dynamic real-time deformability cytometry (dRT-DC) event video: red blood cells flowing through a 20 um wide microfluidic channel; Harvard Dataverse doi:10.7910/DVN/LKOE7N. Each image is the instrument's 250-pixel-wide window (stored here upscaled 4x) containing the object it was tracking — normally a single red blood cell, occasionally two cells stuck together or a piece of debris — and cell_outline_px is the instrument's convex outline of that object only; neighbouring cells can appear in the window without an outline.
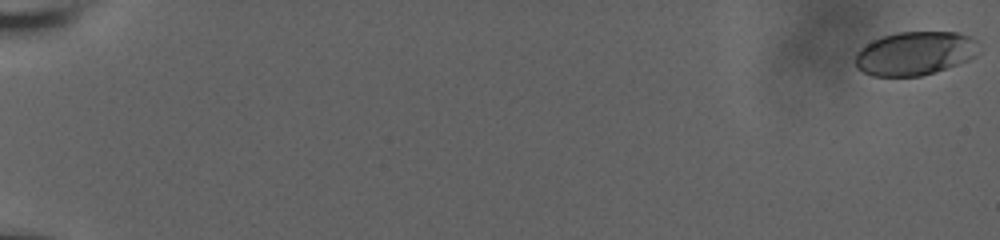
{"species": "human", "species_latin": "Homo sapiens", "temperature_condition": "room temperature", "stored_images_in_passage": 44, "camera_frame_rate_fps": 3000, "um_per_image_px": 0.085, "donor": {"sex": "male"}, "frame": {"image": 1, "passage_image": 1, "time_ms": 0.0, "image_size_px": [1000, 240], "cell_outline_px": [[976, 40], [972, 56], [968, 60], [936, 72], [920, 76], [872, 76], [856, 68], [856, 52], [864, 44], [872, 40], [896, 32], [956, 32], [968, 36]], "centroid_in_image_um": [77.68, 4.54], "position_along_channel_um": 7.3, "area_um2": 31.1}}
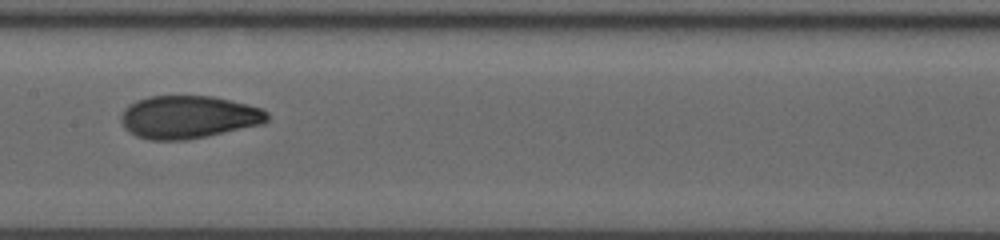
{"frame": {"image": 2, "passage_image": 23, "time_ms": 11.0, "image_size_px": [1000, 240], "cell_outline_px": [[268, 120], [264, 124], [188, 140], [148, 140], [136, 136], [124, 128], [120, 120], [120, 116], [124, 108], [128, 104], [136, 100], [148, 96], [212, 96], [248, 104], [260, 108], [268, 112]], "centroid_in_image_um": [15.99, 9.95], "position_along_channel_um": 191.4, "area_um2": 36.82}}
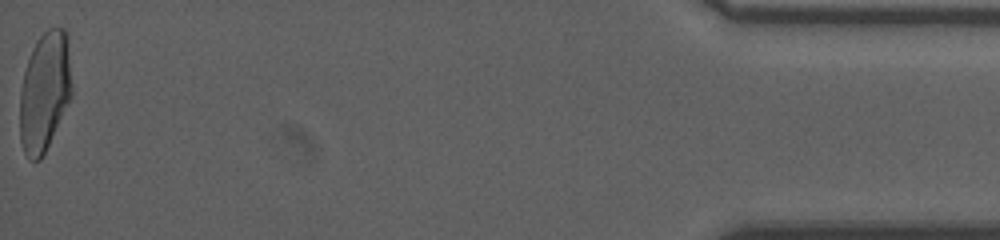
{"frame": {"image": 3, "passage_image": 44, "time_ms": 19.667, "image_size_px": [1000, 240], "cell_outline_px": [[72, 96], [40, 160], [28, 160], [24, 152], [20, 140], [20, 92], [24, 72], [32, 48], [36, 40], [48, 28], [64, 28], [68, 36], [72, 88]], "centroid_in_image_um": [3.8, 7.76], "position_along_channel_um": 431.4, "area_um2": 36.18}, "authors_computed_cell_mechanics": {"area_um2": 35.4892, "velocity_mm_per_s": 3.7531, "shape_relaxation_time_tau1_ms": 6.7219, "shape_relaxation_time_tau2_ms": 1.03, "deformation_change_tau1": 0.1892, "deformation_change_tau2": 0.0542}}